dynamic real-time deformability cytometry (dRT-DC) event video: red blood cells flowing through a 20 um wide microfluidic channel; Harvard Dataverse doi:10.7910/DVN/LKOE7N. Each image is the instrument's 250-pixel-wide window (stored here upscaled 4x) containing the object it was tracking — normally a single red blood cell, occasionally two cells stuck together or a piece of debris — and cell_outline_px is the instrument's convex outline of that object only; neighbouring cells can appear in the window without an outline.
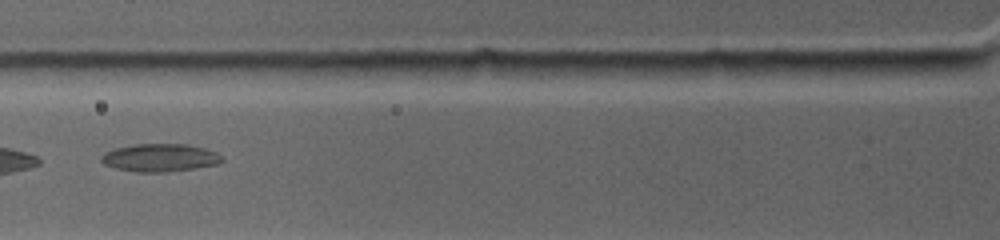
{"species": "common noctule bat (a hibernating species)", "species_latin": "Nyctalus noctula", "temperature_condition": "warm", "stored_images_in_passage": 15, "camera_frame_rate_fps": 4500, "um_per_image_px": 0.085, "animal": {"sex": "female", "body_mass_g": 19.0, "forearm_length_mm": 53.3}, "frame": {"image": 1, "passage_image": 3, "time_ms": 1.556, "image_size_px": [1000, 240], "cell_outline_px": [[220, 160], [212, 164], [192, 168], [164, 172], [136, 172], [116, 168], [104, 164], [100, 160], [108, 152], [120, 148], [136, 144], [184, 144], [200, 148], [212, 152], [220, 156]], "centroid_in_image_um": [13.52, 13.41], "position_along_channel_um": 112.3, "area_um2": 18.55}}
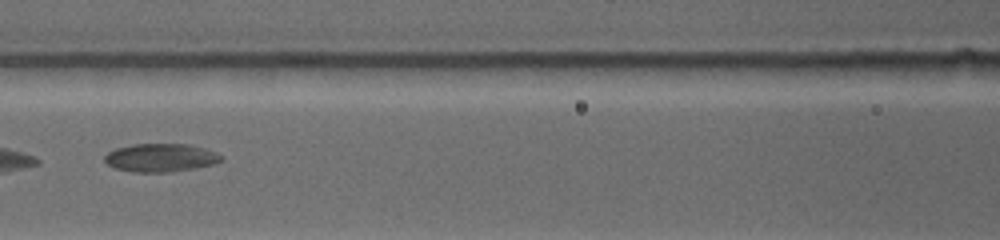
{"frame": {"image": 2, "passage_image": 5, "time_ms": 2.667, "image_size_px": [1000, 240], "cell_outline_px": [[220, 160], [212, 164], [196, 168], [172, 172], [132, 172], [116, 168], [108, 164], [104, 160], [104, 156], [108, 152], [120, 148], [136, 144], [184, 144], [200, 148], [212, 152], [220, 156]], "centroid_in_image_um": [13.59, 13.42], "position_along_channel_um": 153.0, "area_um2": 18.61}}